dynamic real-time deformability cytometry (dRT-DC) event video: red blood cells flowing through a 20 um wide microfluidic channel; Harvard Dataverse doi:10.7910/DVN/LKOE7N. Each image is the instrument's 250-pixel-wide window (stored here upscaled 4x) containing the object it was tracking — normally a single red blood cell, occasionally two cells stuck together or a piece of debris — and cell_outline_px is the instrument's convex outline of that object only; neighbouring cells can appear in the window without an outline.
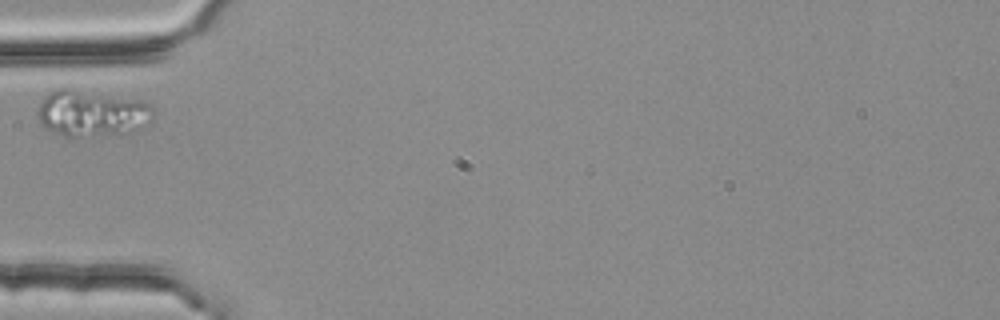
{"species": "common noctule bat (a hibernating species)", "species_latin": "Nyctalus noctula", "temperature_condition": "room temperature", "stored_images_in_passage": 1, "camera_frame_rate_fps": 3000, "um_per_image_px": 0.085, "animal": {"sex": "female", "body_mass_g": 25.1}, "frame": {"image": 1, "passage_image": 1, "time_ms": 0.0, "image_size_px": [1000, 320], "cell_outline_px": [[156, 112], [152, 120], [132, 132], [116, 136], [64, 136], [44, 128], [40, 124], [36, 112], [40, 100], [48, 92], [60, 88], [68, 88], [140, 100], [148, 104]], "centroid_in_image_um": [7.78, 9.65], "position_along_channel_um": 77.2, "area_um2": 31.73}}